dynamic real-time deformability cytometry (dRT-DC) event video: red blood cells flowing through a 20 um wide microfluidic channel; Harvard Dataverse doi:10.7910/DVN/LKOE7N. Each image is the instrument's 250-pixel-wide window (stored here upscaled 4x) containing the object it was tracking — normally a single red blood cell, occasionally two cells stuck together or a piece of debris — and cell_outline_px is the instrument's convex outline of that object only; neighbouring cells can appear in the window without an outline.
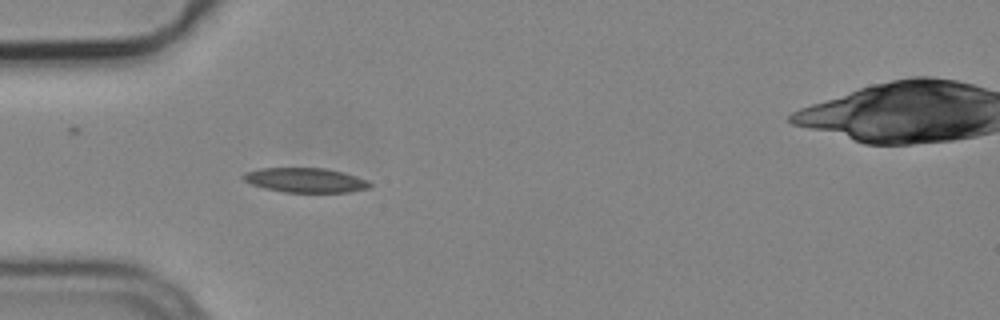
{"species": "common noctule bat (a hibernating species)", "species_latin": "Nyctalus noctula", "temperature_condition": "cold", "stored_images_in_passage": 2, "camera_frame_rate_fps": 3000, "um_per_image_px": 0.085, "animal": {"sex": "male", "body_mass_g": 19.2, "forearm_length_mm": 51.8}, "frame": {"image": 1, "passage_image": 1, "time_ms": 0.0, "image_size_px": [1000, 320], "cell_outline_px": [[372, 184], [368, 188], [348, 192], [284, 192], [264, 188], [252, 184], [244, 180], [240, 176], [244, 172], [260, 168], [324, 168], [344, 172], [368, 180]], "centroid_in_image_um": [25.94, 15.31], "position_along_channel_um": 59.1, "area_um2": 18.15}}